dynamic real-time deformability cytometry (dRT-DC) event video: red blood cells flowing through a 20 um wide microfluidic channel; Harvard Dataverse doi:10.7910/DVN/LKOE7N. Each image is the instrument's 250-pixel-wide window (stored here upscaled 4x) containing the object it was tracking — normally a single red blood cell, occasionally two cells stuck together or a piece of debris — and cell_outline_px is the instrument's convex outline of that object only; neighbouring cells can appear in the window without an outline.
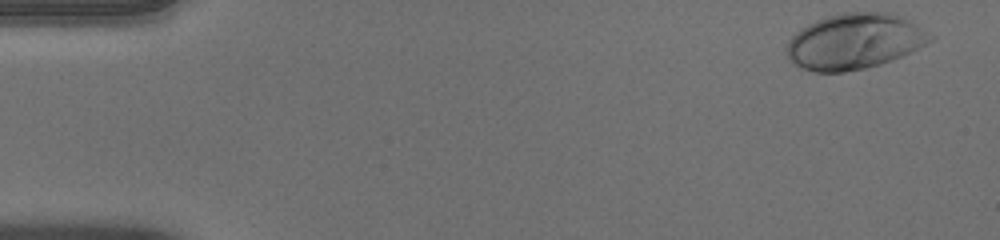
{"species": "human", "species_latin": "Homo sapiens", "temperature_condition": "warm", "stored_images_in_passage": 43, "camera_frame_rate_fps": 3000, "um_per_image_px": 0.085, "donor": {"sex": "male"}, "frame": {"image": 1, "passage_image": 1, "time_ms": 0.0, "image_size_px": [1000, 240], "cell_outline_px": [[936, 36], [932, 40], [900, 56], [880, 64], [864, 68], [844, 72], [816, 72], [800, 68], [792, 64], [784, 48], [788, 40], [800, 28], [816, 20], [828, 16], [844, 12], [892, 12], [916, 24]], "centroid_in_image_um": [72.58, 3.51], "position_along_channel_um": 12.4, "area_um2": 46.53}}
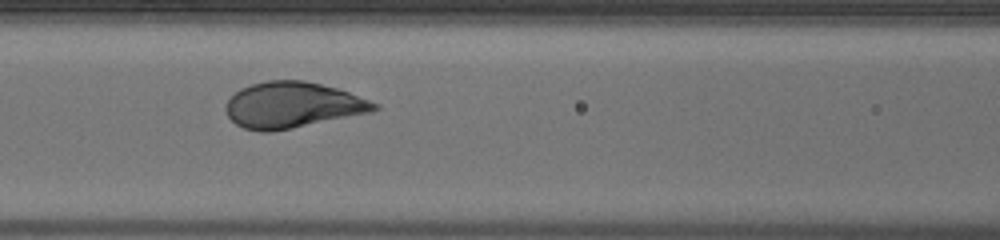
{"frame": {"image": 2, "passage_image": 21, "time_ms": 6.667, "image_size_px": [1000, 240], "cell_outline_px": [[380, 108], [372, 112], [272, 132], [260, 132], [244, 128], [236, 124], [228, 116], [224, 108], [228, 100], [240, 88], [252, 84], [268, 80], [304, 80], [336, 88], [348, 92], [380, 104]], "centroid_in_image_um": [24.86, 8.93], "position_along_channel_um": 141.7, "area_um2": 39.65}}
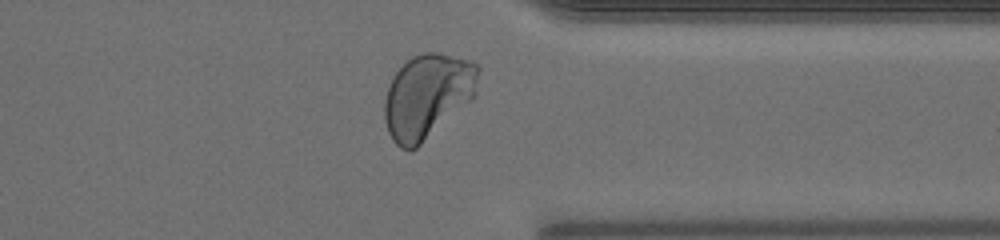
{"frame": {"image": 3, "passage_image": 39, "time_ms": 12.667, "image_size_px": [1000, 240], "cell_outline_px": [[480, 68], [476, 92], [472, 100], [416, 148], [408, 152], [400, 148], [392, 140], [388, 132], [384, 120], [384, 100], [392, 76], [412, 56], [424, 52], [436, 52], [468, 60], [480, 64]], "centroid_in_image_um": [36.33, 8.17], "position_along_channel_um": 375.1, "area_um2": 46.36}, "authors_computed_cell_mechanics": {"area_um2": 41.5004, "velocity_mm_per_s": 3.9461, "shape_relaxation_time_tau1_ms": 2.0449, "shape_relaxation_time_tau2_ms": null, "deformation_change_tau1": 0.1697, "deformation_change_tau2": null}}